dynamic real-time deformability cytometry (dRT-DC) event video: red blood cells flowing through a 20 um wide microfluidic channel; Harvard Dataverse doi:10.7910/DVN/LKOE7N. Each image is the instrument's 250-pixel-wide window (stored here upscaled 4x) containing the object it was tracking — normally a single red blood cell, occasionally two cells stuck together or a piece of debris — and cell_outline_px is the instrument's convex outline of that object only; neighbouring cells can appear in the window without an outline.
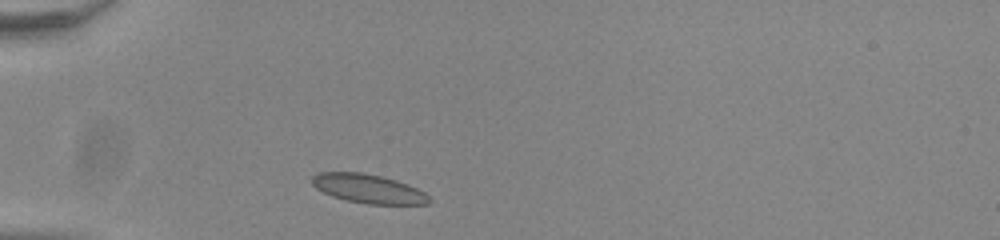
{"species": "common noctule bat (a hibernating species)", "species_latin": "Nyctalus noctula", "temperature_condition": "room temperature", "stored_images_in_passage": 32, "camera_frame_rate_fps": 3000, "um_per_image_px": 0.085, "animal": {"sex": "male", "body_mass_g": 20.0, "forearm_length_mm": 53.3}, "frame": {"image": 1, "passage_image": 2, "time_ms": 0.333, "image_size_px": [1000, 240], "cell_outline_px": [[432, 200], [428, 204], [368, 204], [344, 200], [332, 196], [316, 188], [312, 184], [312, 176], [316, 172], [360, 172], [380, 176], [396, 180], [408, 184], [424, 192]], "centroid_in_image_um": [31.29, 16.04], "position_along_channel_um": 53.7, "area_um2": 19.77}}
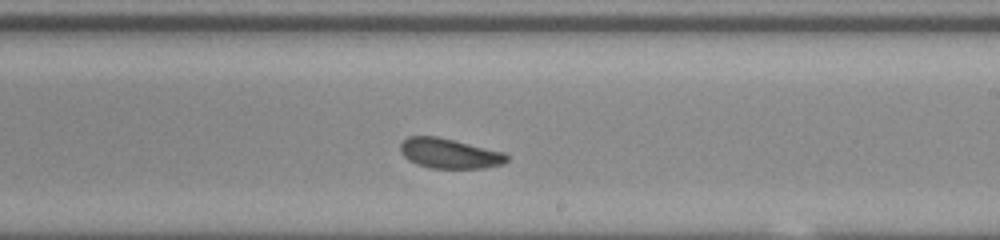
{"frame": {"image": 2, "passage_image": 19, "time_ms": 6.0, "image_size_px": [1000, 240], "cell_outline_px": [[508, 160], [504, 164], [484, 168], [428, 168], [416, 164], [408, 160], [400, 152], [400, 144], [408, 136], [436, 136], [504, 152], [508, 156]], "centroid_in_image_um": [38.19, 13.05], "position_along_channel_um": 250.8, "area_um2": 18.61}}
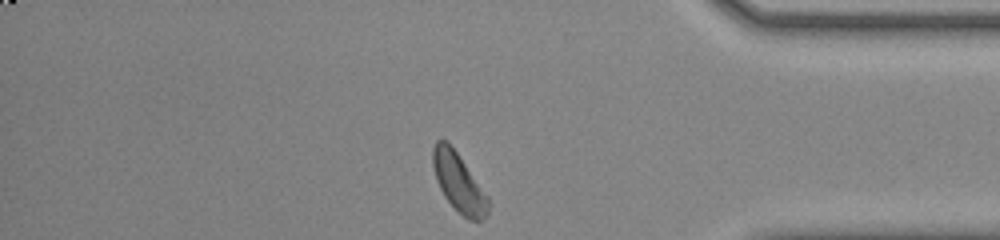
{"frame": {"image": 3, "passage_image": 32, "time_ms": 10.333, "image_size_px": [1000, 240], "cell_outline_px": [[492, 204], [488, 212], [480, 220], [468, 220], [444, 196], [436, 180], [432, 164], [432, 148], [436, 140], [448, 140], [488, 196]], "centroid_in_image_um": [38.99, 15.49], "position_along_channel_um": 396.2, "area_um2": 18.84}, "authors_computed_cell_mechanics": {"area_um2": 18.9006, "velocity_mm_per_s": 3.8111, "shape_relaxation_time_tau1_ms": 3.3196, "shape_relaxation_time_tau2_ms": 3.7886, "deformation_change_tau1": 0.0906, "deformation_change_tau2": 0.0797}}